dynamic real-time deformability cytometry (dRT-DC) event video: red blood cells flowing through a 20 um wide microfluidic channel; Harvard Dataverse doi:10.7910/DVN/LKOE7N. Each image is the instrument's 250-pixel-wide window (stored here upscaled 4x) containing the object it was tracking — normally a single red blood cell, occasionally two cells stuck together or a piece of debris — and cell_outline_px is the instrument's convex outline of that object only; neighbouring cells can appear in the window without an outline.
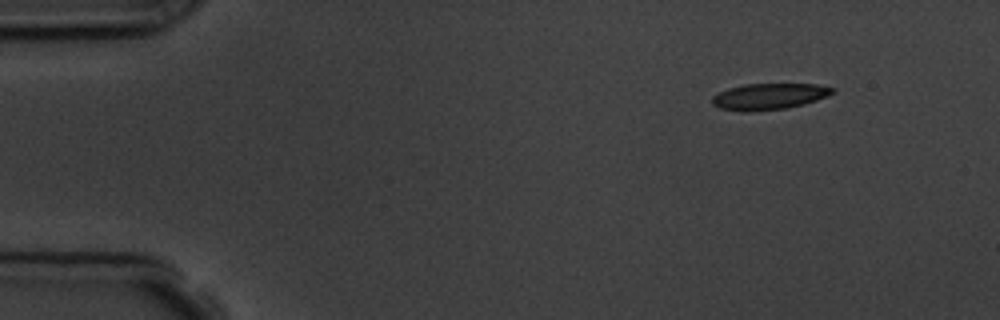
{"species": "common noctule bat (a hibernating species)", "species_latin": "Nyctalus noctula", "temperature_condition": "room temperature", "stored_images_in_passage": 4, "camera_frame_rate_fps": 3000, "um_per_image_px": 0.085, "animal": {"sex": "male", "body_mass_g": 19.5, "forearm_length_mm": 54.6}, "frame": {"image": 1, "passage_image": 1, "time_ms": 0.0, "image_size_px": [1000, 320], "cell_outline_px": [[836, 92], [828, 96], [804, 104], [784, 108], [748, 112], [740, 112], [720, 108], [712, 104], [712, 96], [728, 88], [744, 84], [816, 84], [832, 88]], "centroid_in_image_um": [65.35, 8.2], "position_along_channel_um": 19.7, "area_um2": 18.38}}
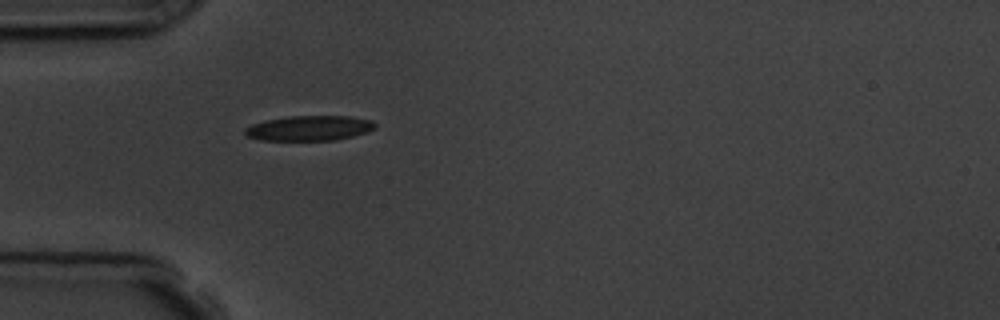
{"frame": {"image": 2, "passage_image": 4, "time_ms": 3.333, "image_size_px": [1000, 320], "cell_outline_px": [[376, 128], [368, 132], [336, 140], [260, 140], [244, 136], [244, 128], [252, 124], [264, 120], [288, 116], [348, 116], [372, 120], [376, 124]], "centroid_in_image_um": [26.27, 10.89], "position_along_channel_um": 58.7, "area_um2": 19.19}}